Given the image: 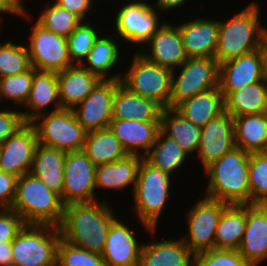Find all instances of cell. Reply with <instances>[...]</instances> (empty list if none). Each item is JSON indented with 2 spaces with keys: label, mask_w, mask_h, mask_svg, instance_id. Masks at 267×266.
Wrapping results in <instances>:
<instances>
[{
  "label": "cell",
  "mask_w": 267,
  "mask_h": 266,
  "mask_svg": "<svg viewBox=\"0 0 267 266\" xmlns=\"http://www.w3.org/2000/svg\"><path fill=\"white\" fill-rule=\"evenodd\" d=\"M113 212L104 200L68 204L59 226L61 238L74 246L101 254L109 228L116 219Z\"/></svg>",
  "instance_id": "cell-1"
},
{
  "label": "cell",
  "mask_w": 267,
  "mask_h": 266,
  "mask_svg": "<svg viewBox=\"0 0 267 266\" xmlns=\"http://www.w3.org/2000/svg\"><path fill=\"white\" fill-rule=\"evenodd\" d=\"M250 153L234 147L204 169L209 175L206 197L230 204H250Z\"/></svg>",
  "instance_id": "cell-2"
},
{
  "label": "cell",
  "mask_w": 267,
  "mask_h": 266,
  "mask_svg": "<svg viewBox=\"0 0 267 266\" xmlns=\"http://www.w3.org/2000/svg\"><path fill=\"white\" fill-rule=\"evenodd\" d=\"M26 224L59 227L65 205L61 196L50 190L38 177L26 173L17 179L11 206Z\"/></svg>",
  "instance_id": "cell-3"
},
{
  "label": "cell",
  "mask_w": 267,
  "mask_h": 266,
  "mask_svg": "<svg viewBox=\"0 0 267 266\" xmlns=\"http://www.w3.org/2000/svg\"><path fill=\"white\" fill-rule=\"evenodd\" d=\"M260 6L252 2L229 21H219L215 58L219 64L262 48Z\"/></svg>",
  "instance_id": "cell-4"
},
{
  "label": "cell",
  "mask_w": 267,
  "mask_h": 266,
  "mask_svg": "<svg viewBox=\"0 0 267 266\" xmlns=\"http://www.w3.org/2000/svg\"><path fill=\"white\" fill-rule=\"evenodd\" d=\"M170 176L142 158L133 191L134 210L139 221L151 234L157 229L160 213L170 195Z\"/></svg>",
  "instance_id": "cell-5"
},
{
  "label": "cell",
  "mask_w": 267,
  "mask_h": 266,
  "mask_svg": "<svg viewBox=\"0 0 267 266\" xmlns=\"http://www.w3.org/2000/svg\"><path fill=\"white\" fill-rule=\"evenodd\" d=\"M59 227L25 224L12 240L13 266H56Z\"/></svg>",
  "instance_id": "cell-6"
},
{
  "label": "cell",
  "mask_w": 267,
  "mask_h": 266,
  "mask_svg": "<svg viewBox=\"0 0 267 266\" xmlns=\"http://www.w3.org/2000/svg\"><path fill=\"white\" fill-rule=\"evenodd\" d=\"M129 70L120 81L129 91L170 108L172 70L148 61L141 52L133 55Z\"/></svg>",
  "instance_id": "cell-7"
},
{
  "label": "cell",
  "mask_w": 267,
  "mask_h": 266,
  "mask_svg": "<svg viewBox=\"0 0 267 266\" xmlns=\"http://www.w3.org/2000/svg\"><path fill=\"white\" fill-rule=\"evenodd\" d=\"M32 124L41 145L64 152L80 151L83 148L87 132L78 122L73 109L61 108L48 115L44 113L34 119Z\"/></svg>",
  "instance_id": "cell-8"
},
{
  "label": "cell",
  "mask_w": 267,
  "mask_h": 266,
  "mask_svg": "<svg viewBox=\"0 0 267 266\" xmlns=\"http://www.w3.org/2000/svg\"><path fill=\"white\" fill-rule=\"evenodd\" d=\"M180 68L178 76L172 71L170 108L197 93L219 87V62L215 57L188 58Z\"/></svg>",
  "instance_id": "cell-9"
},
{
  "label": "cell",
  "mask_w": 267,
  "mask_h": 266,
  "mask_svg": "<svg viewBox=\"0 0 267 266\" xmlns=\"http://www.w3.org/2000/svg\"><path fill=\"white\" fill-rule=\"evenodd\" d=\"M227 205L204 196L189 210V233L182 240L194 254L214 249L216 228Z\"/></svg>",
  "instance_id": "cell-10"
},
{
  "label": "cell",
  "mask_w": 267,
  "mask_h": 266,
  "mask_svg": "<svg viewBox=\"0 0 267 266\" xmlns=\"http://www.w3.org/2000/svg\"><path fill=\"white\" fill-rule=\"evenodd\" d=\"M31 31L27 49L33 68L60 72L74 65L69 57L66 37L45 29L38 22Z\"/></svg>",
  "instance_id": "cell-11"
},
{
  "label": "cell",
  "mask_w": 267,
  "mask_h": 266,
  "mask_svg": "<svg viewBox=\"0 0 267 266\" xmlns=\"http://www.w3.org/2000/svg\"><path fill=\"white\" fill-rule=\"evenodd\" d=\"M96 166L82 151L66 152L62 202L66 206L71 203L92 202L94 198Z\"/></svg>",
  "instance_id": "cell-12"
},
{
  "label": "cell",
  "mask_w": 267,
  "mask_h": 266,
  "mask_svg": "<svg viewBox=\"0 0 267 266\" xmlns=\"http://www.w3.org/2000/svg\"><path fill=\"white\" fill-rule=\"evenodd\" d=\"M159 12L144 0L128 2L117 12L115 28L120 38L133 44H146L152 35L163 25Z\"/></svg>",
  "instance_id": "cell-13"
},
{
  "label": "cell",
  "mask_w": 267,
  "mask_h": 266,
  "mask_svg": "<svg viewBox=\"0 0 267 266\" xmlns=\"http://www.w3.org/2000/svg\"><path fill=\"white\" fill-rule=\"evenodd\" d=\"M120 83V79H101L92 92L73 109L86 132L109 127L112 121L113 96Z\"/></svg>",
  "instance_id": "cell-14"
},
{
  "label": "cell",
  "mask_w": 267,
  "mask_h": 266,
  "mask_svg": "<svg viewBox=\"0 0 267 266\" xmlns=\"http://www.w3.org/2000/svg\"><path fill=\"white\" fill-rule=\"evenodd\" d=\"M38 136L32 123L26 122L0 144V170L18 178L30 173Z\"/></svg>",
  "instance_id": "cell-15"
},
{
  "label": "cell",
  "mask_w": 267,
  "mask_h": 266,
  "mask_svg": "<svg viewBox=\"0 0 267 266\" xmlns=\"http://www.w3.org/2000/svg\"><path fill=\"white\" fill-rule=\"evenodd\" d=\"M234 147L233 118L226 111L201 128L197 152L204 169Z\"/></svg>",
  "instance_id": "cell-16"
},
{
  "label": "cell",
  "mask_w": 267,
  "mask_h": 266,
  "mask_svg": "<svg viewBox=\"0 0 267 266\" xmlns=\"http://www.w3.org/2000/svg\"><path fill=\"white\" fill-rule=\"evenodd\" d=\"M262 48L219 64V88L225 97L229 92L263 81Z\"/></svg>",
  "instance_id": "cell-17"
},
{
  "label": "cell",
  "mask_w": 267,
  "mask_h": 266,
  "mask_svg": "<svg viewBox=\"0 0 267 266\" xmlns=\"http://www.w3.org/2000/svg\"><path fill=\"white\" fill-rule=\"evenodd\" d=\"M238 252L249 266L267 259V205L247 204V222Z\"/></svg>",
  "instance_id": "cell-18"
},
{
  "label": "cell",
  "mask_w": 267,
  "mask_h": 266,
  "mask_svg": "<svg viewBox=\"0 0 267 266\" xmlns=\"http://www.w3.org/2000/svg\"><path fill=\"white\" fill-rule=\"evenodd\" d=\"M134 232L117 218L112 222L101 253L106 266H139L141 248Z\"/></svg>",
  "instance_id": "cell-19"
},
{
  "label": "cell",
  "mask_w": 267,
  "mask_h": 266,
  "mask_svg": "<svg viewBox=\"0 0 267 266\" xmlns=\"http://www.w3.org/2000/svg\"><path fill=\"white\" fill-rule=\"evenodd\" d=\"M147 44L150 53L146 55L144 51L141 54L148 61L172 71L188 59L178 26L164 22Z\"/></svg>",
  "instance_id": "cell-20"
},
{
  "label": "cell",
  "mask_w": 267,
  "mask_h": 266,
  "mask_svg": "<svg viewBox=\"0 0 267 266\" xmlns=\"http://www.w3.org/2000/svg\"><path fill=\"white\" fill-rule=\"evenodd\" d=\"M108 128L121 142L127 154L145 158L157 139L160 121L112 119ZM138 151L144 153L141 155Z\"/></svg>",
  "instance_id": "cell-21"
},
{
  "label": "cell",
  "mask_w": 267,
  "mask_h": 266,
  "mask_svg": "<svg viewBox=\"0 0 267 266\" xmlns=\"http://www.w3.org/2000/svg\"><path fill=\"white\" fill-rule=\"evenodd\" d=\"M201 18L178 25L188 58L215 57L219 22Z\"/></svg>",
  "instance_id": "cell-22"
},
{
  "label": "cell",
  "mask_w": 267,
  "mask_h": 266,
  "mask_svg": "<svg viewBox=\"0 0 267 266\" xmlns=\"http://www.w3.org/2000/svg\"><path fill=\"white\" fill-rule=\"evenodd\" d=\"M163 109L156 101L133 93L120 83L113 96L112 119L160 121Z\"/></svg>",
  "instance_id": "cell-23"
},
{
  "label": "cell",
  "mask_w": 267,
  "mask_h": 266,
  "mask_svg": "<svg viewBox=\"0 0 267 266\" xmlns=\"http://www.w3.org/2000/svg\"><path fill=\"white\" fill-rule=\"evenodd\" d=\"M101 79L80 64L57 72L59 97L62 108L74 109Z\"/></svg>",
  "instance_id": "cell-24"
},
{
  "label": "cell",
  "mask_w": 267,
  "mask_h": 266,
  "mask_svg": "<svg viewBox=\"0 0 267 266\" xmlns=\"http://www.w3.org/2000/svg\"><path fill=\"white\" fill-rule=\"evenodd\" d=\"M55 105L52 111L62 108L59 97L57 72L40 71L34 68L30 95L25 105L31 111L22 112L25 122L32 123L38 116L44 114L50 104Z\"/></svg>",
  "instance_id": "cell-25"
},
{
  "label": "cell",
  "mask_w": 267,
  "mask_h": 266,
  "mask_svg": "<svg viewBox=\"0 0 267 266\" xmlns=\"http://www.w3.org/2000/svg\"><path fill=\"white\" fill-rule=\"evenodd\" d=\"M194 256L182 238L143 243L139 266H194Z\"/></svg>",
  "instance_id": "cell-26"
},
{
  "label": "cell",
  "mask_w": 267,
  "mask_h": 266,
  "mask_svg": "<svg viewBox=\"0 0 267 266\" xmlns=\"http://www.w3.org/2000/svg\"><path fill=\"white\" fill-rule=\"evenodd\" d=\"M66 152L37 144L30 173L38 177L50 190L61 196Z\"/></svg>",
  "instance_id": "cell-27"
},
{
  "label": "cell",
  "mask_w": 267,
  "mask_h": 266,
  "mask_svg": "<svg viewBox=\"0 0 267 266\" xmlns=\"http://www.w3.org/2000/svg\"><path fill=\"white\" fill-rule=\"evenodd\" d=\"M232 118L236 147L249 153L267 151V112Z\"/></svg>",
  "instance_id": "cell-28"
},
{
  "label": "cell",
  "mask_w": 267,
  "mask_h": 266,
  "mask_svg": "<svg viewBox=\"0 0 267 266\" xmlns=\"http://www.w3.org/2000/svg\"><path fill=\"white\" fill-rule=\"evenodd\" d=\"M175 109L185 118L199 127L224 112V97L220 88H213L179 103Z\"/></svg>",
  "instance_id": "cell-29"
},
{
  "label": "cell",
  "mask_w": 267,
  "mask_h": 266,
  "mask_svg": "<svg viewBox=\"0 0 267 266\" xmlns=\"http://www.w3.org/2000/svg\"><path fill=\"white\" fill-rule=\"evenodd\" d=\"M141 160L140 156L127 154L113 163L96 166L95 187L120 190L132 184L134 191Z\"/></svg>",
  "instance_id": "cell-30"
},
{
  "label": "cell",
  "mask_w": 267,
  "mask_h": 266,
  "mask_svg": "<svg viewBox=\"0 0 267 266\" xmlns=\"http://www.w3.org/2000/svg\"><path fill=\"white\" fill-rule=\"evenodd\" d=\"M247 222V204L227 205L218 222L214 249L238 250Z\"/></svg>",
  "instance_id": "cell-31"
},
{
  "label": "cell",
  "mask_w": 267,
  "mask_h": 266,
  "mask_svg": "<svg viewBox=\"0 0 267 266\" xmlns=\"http://www.w3.org/2000/svg\"><path fill=\"white\" fill-rule=\"evenodd\" d=\"M224 111L231 117L267 112V83L263 80L229 92L224 97Z\"/></svg>",
  "instance_id": "cell-32"
},
{
  "label": "cell",
  "mask_w": 267,
  "mask_h": 266,
  "mask_svg": "<svg viewBox=\"0 0 267 266\" xmlns=\"http://www.w3.org/2000/svg\"><path fill=\"white\" fill-rule=\"evenodd\" d=\"M160 129L178 142L187 155L198 151L201 127L182 116L175 108L162 110Z\"/></svg>",
  "instance_id": "cell-33"
},
{
  "label": "cell",
  "mask_w": 267,
  "mask_h": 266,
  "mask_svg": "<svg viewBox=\"0 0 267 266\" xmlns=\"http://www.w3.org/2000/svg\"><path fill=\"white\" fill-rule=\"evenodd\" d=\"M82 151L95 166L113 163L127 155L109 128L87 132Z\"/></svg>",
  "instance_id": "cell-34"
},
{
  "label": "cell",
  "mask_w": 267,
  "mask_h": 266,
  "mask_svg": "<svg viewBox=\"0 0 267 266\" xmlns=\"http://www.w3.org/2000/svg\"><path fill=\"white\" fill-rule=\"evenodd\" d=\"M113 39L114 37L111 38V36L100 37L99 35L85 58L88 64H80L100 79H121L120 74L107 78V74L120 61L118 44Z\"/></svg>",
  "instance_id": "cell-35"
},
{
  "label": "cell",
  "mask_w": 267,
  "mask_h": 266,
  "mask_svg": "<svg viewBox=\"0 0 267 266\" xmlns=\"http://www.w3.org/2000/svg\"><path fill=\"white\" fill-rule=\"evenodd\" d=\"M187 154L179 143L161 129L145 159L154 167L171 175L185 161Z\"/></svg>",
  "instance_id": "cell-36"
},
{
  "label": "cell",
  "mask_w": 267,
  "mask_h": 266,
  "mask_svg": "<svg viewBox=\"0 0 267 266\" xmlns=\"http://www.w3.org/2000/svg\"><path fill=\"white\" fill-rule=\"evenodd\" d=\"M52 3L46 5L37 22L45 29L67 38L82 21L67 9Z\"/></svg>",
  "instance_id": "cell-37"
},
{
  "label": "cell",
  "mask_w": 267,
  "mask_h": 266,
  "mask_svg": "<svg viewBox=\"0 0 267 266\" xmlns=\"http://www.w3.org/2000/svg\"><path fill=\"white\" fill-rule=\"evenodd\" d=\"M248 178L250 204L267 205V153H250Z\"/></svg>",
  "instance_id": "cell-38"
},
{
  "label": "cell",
  "mask_w": 267,
  "mask_h": 266,
  "mask_svg": "<svg viewBox=\"0 0 267 266\" xmlns=\"http://www.w3.org/2000/svg\"><path fill=\"white\" fill-rule=\"evenodd\" d=\"M28 49L12 41L0 43V78L17 75L31 68Z\"/></svg>",
  "instance_id": "cell-39"
},
{
  "label": "cell",
  "mask_w": 267,
  "mask_h": 266,
  "mask_svg": "<svg viewBox=\"0 0 267 266\" xmlns=\"http://www.w3.org/2000/svg\"><path fill=\"white\" fill-rule=\"evenodd\" d=\"M56 266H106L101 254L74 246L60 238Z\"/></svg>",
  "instance_id": "cell-40"
},
{
  "label": "cell",
  "mask_w": 267,
  "mask_h": 266,
  "mask_svg": "<svg viewBox=\"0 0 267 266\" xmlns=\"http://www.w3.org/2000/svg\"><path fill=\"white\" fill-rule=\"evenodd\" d=\"M98 36L99 33L90 22L82 21L67 37L69 57L73 64L83 63L82 59L87 57Z\"/></svg>",
  "instance_id": "cell-41"
},
{
  "label": "cell",
  "mask_w": 267,
  "mask_h": 266,
  "mask_svg": "<svg viewBox=\"0 0 267 266\" xmlns=\"http://www.w3.org/2000/svg\"><path fill=\"white\" fill-rule=\"evenodd\" d=\"M34 68L28 71L0 78V102L1 98L13 101L16 105H25L30 95L33 81Z\"/></svg>",
  "instance_id": "cell-42"
},
{
  "label": "cell",
  "mask_w": 267,
  "mask_h": 266,
  "mask_svg": "<svg viewBox=\"0 0 267 266\" xmlns=\"http://www.w3.org/2000/svg\"><path fill=\"white\" fill-rule=\"evenodd\" d=\"M194 266H249L238 250L212 249L197 253Z\"/></svg>",
  "instance_id": "cell-43"
},
{
  "label": "cell",
  "mask_w": 267,
  "mask_h": 266,
  "mask_svg": "<svg viewBox=\"0 0 267 266\" xmlns=\"http://www.w3.org/2000/svg\"><path fill=\"white\" fill-rule=\"evenodd\" d=\"M26 223L22 217L11 208H1L0 211V243L13 240Z\"/></svg>",
  "instance_id": "cell-44"
},
{
  "label": "cell",
  "mask_w": 267,
  "mask_h": 266,
  "mask_svg": "<svg viewBox=\"0 0 267 266\" xmlns=\"http://www.w3.org/2000/svg\"><path fill=\"white\" fill-rule=\"evenodd\" d=\"M22 112L0 110V144L25 124Z\"/></svg>",
  "instance_id": "cell-45"
},
{
  "label": "cell",
  "mask_w": 267,
  "mask_h": 266,
  "mask_svg": "<svg viewBox=\"0 0 267 266\" xmlns=\"http://www.w3.org/2000/svg\"><path fill=\"white\" fill-rule=\"evenodd\" d=\"M18 177L0 170V209L11 208Z\"/></svg>",
  "instance_id": "cell-46"
},
{
  "label": "cell",
  "mask_w": 267,
  "mask_h": 266,
  "mask_svg": "<svg viewBox=\"0 0 267 266\" xmlns=\"http://www.w3.org/2000/svg\"><path fill=\"white\" fill-rule=\"evenodd\" d=\"M58 6L67 9L76 15L81 21H84L86 14L93 9L91 0H55Z\"/></svg>",
  "instance_id": "cell-47"
},
{
  "label": "cell",
  "mask_w": 267,
  "mask_h": 266,
  "mask_svg": "<svg viewBox=\"0 0 267 266\" xmlns=\"http://www.w3.org/2000/svg\"><path fill=\"white\" fill-rule=\"evenodd\" d=\"M21 0H0V13H10L20 17H26L27 11Z\"/></svg>",
  "instance_id": "cell-48"
},
{
  "label": "cell",
  "mask_w": 267,
  "mask_h": 266,
  "mask_svg": "<svg viewBox=\"0 0 267 266\" xmlns=\"http://www.w3.org/2000/svg\"><path fill=\"white\" fill-rule=\"evenodd\" d=\"M0 266H13L12 240L0 243Z\"/></svg>",
  "instance_id": "cell-49"
},
{
  "label": "cell",
  "mask_w": 267,
  "mask_h": 266,
  "mask_svg": "<svg viewBox=\"0 0 267 266\" xmlns=\"http://www.w3.org/2000/svg\"><path fill=\"white\" fill-rule=\"evenodd\" d=\"M186 0H157L155 6L158 8V10H171L173 8L176 9V7L182 5Z\"/></svg>",
  "instance_id": "cell-50"
},
{
  "label": "cell",
  "mask_w": 267,
  "mask_h": 266,
  "mask_svg": "<svg viewBox=\"0 0 267 266\" xmlns=\"http://www.w3.org/2000/svg\"><path fill=\"white\" fill-rule=\"evenodd\" d=\"M263 57V80L267 83V48H262Z\"/></svg>",
  "instance_id": "cell-51"
},
{
  "label": "cell",
  "mask_w": 267,
  "mask_h": 266,
  "mask_svg": "<svg viewBox=\"0 0 267 266\" xmlns=\"http://www.w3.org/2000/svg\"><path fill=\"white\" fill-rule=\"evenodd\" d=\"M262 48H267V28L262 26Z\"/></svg>",
  "instance_id": "cell-52"
}]
</instances>
